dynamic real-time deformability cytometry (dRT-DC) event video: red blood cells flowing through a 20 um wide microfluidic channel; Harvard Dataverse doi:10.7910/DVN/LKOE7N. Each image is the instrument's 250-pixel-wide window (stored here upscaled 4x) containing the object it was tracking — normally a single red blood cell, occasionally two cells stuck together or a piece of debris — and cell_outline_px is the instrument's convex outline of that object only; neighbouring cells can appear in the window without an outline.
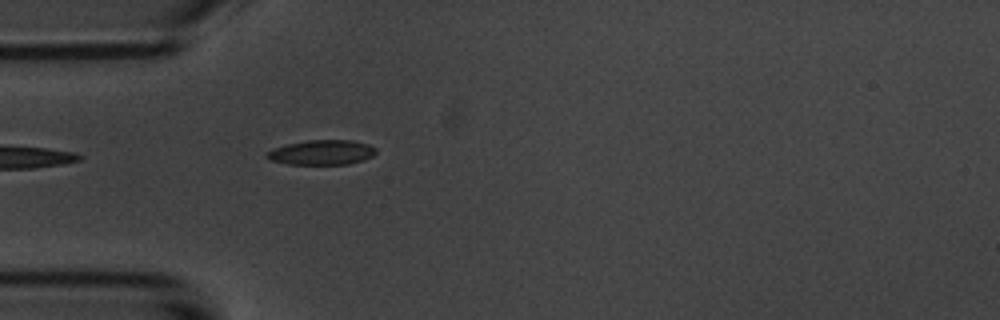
{"species": "common noctule bat (a hibernating species)", "species_latin": "Nyctalus noctula", "temperature_condition": "room temperature", "stored_images_in_passage": 1, "camera_frame_rate_fps": 3000, "um_per_image_px": 0.085, "animal": {"sex": "male", "body_mass_g": 20.1, "forearm_length_mm": 53.5}, "frame": {"image": 1, "passage_image": 1, "time_ms": 0.0, "image_size_px": [1000, 320], "cell_outline_px": [[376, 152], [372, 156], [364, 160], [348, 164], [288, 164], [268, 160], [264, 156], [264, 152], [272, 148], [288, 144], [308, 140], [352, 140], [368, 144], [376, 148]], "centroid_in_image_um": [27.3, 12.96], "position_along_channel_um": 57.7, "area_um2": 15.95}}